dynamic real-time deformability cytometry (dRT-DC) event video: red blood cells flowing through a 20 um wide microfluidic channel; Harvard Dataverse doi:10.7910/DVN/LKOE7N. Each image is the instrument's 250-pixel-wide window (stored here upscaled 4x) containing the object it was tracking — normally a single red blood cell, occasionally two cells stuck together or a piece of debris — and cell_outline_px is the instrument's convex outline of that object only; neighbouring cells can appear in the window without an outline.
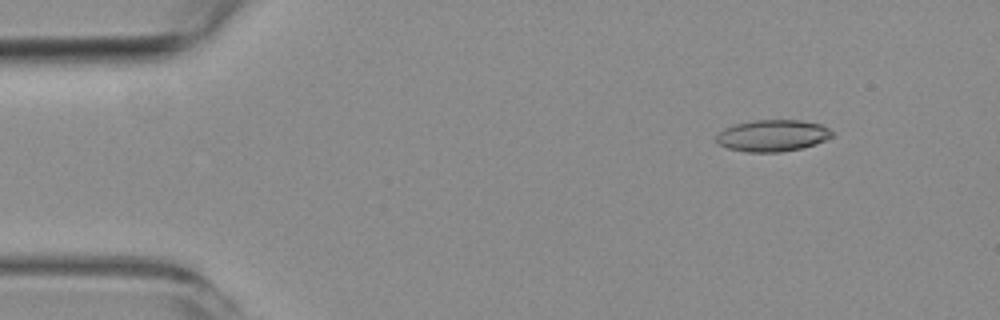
{"species": "common noctule bat (a hibernating species)", "species_latin": "Nyctalus noctula", "temperature_condition": "room temperature", "stored_images_in_passage": 8, "camera_frame_rate_fps": 3000, "um_per_image_px": 0.085, "animal": {"sex": "female", "body_mass_g": 19.3, "forearm_length_mm": 54.1}, "frame": {"image": 1, "passage_image": 1, "time_ms": 0.0, "image_size_px": [1000, 320], "cell_outline_px": [[832, 136], [816, 144], [804, 148], [780, 152], [748, 152], [728, 148], [720, 144], [716, 140], [716, 136], [724, 128], [736, 124], [756, 120], [800, 120], [820, 124], [828, 128], [832, 132]], "centroid_in_image_um": [65.68, 11.53], "position_along_channel_um": 19.3, "area_um2": 21.21}}
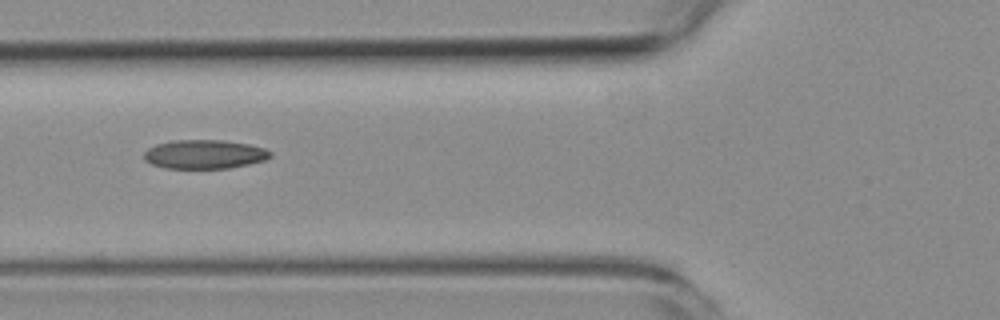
{"frame": {"image": 2, "passage_image": 5, "time_ms": 4.667, "image_size_px": [1000, 320], "cell_outline_px": [[272, 156], [264, 160], [248, 164], [228, 168], [164, 168], [152, 164], [144, 160], [144, 152], [148, 148], [156, 144], [176, 140], [224, 140], [248, 144], [264, 148], [272, 152]], "centroid_in_image_um": [17.37, 13.11], "position_along_channel_um": 108.4, "area_um2": 21.27}}
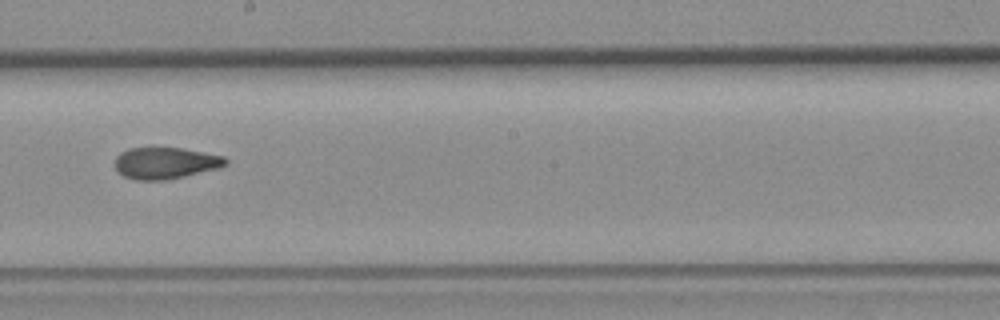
{"frame": {"image": 3, "passage_image": 8, "time_ms": 8.0, "image_size_px": [1000, 320], "cell_outline_px": [[228, 164], [220, 168], [168, 180], [136, 180], [124, 176], [116, 168], [116, 156], [120, 152], [128, 148], [180, 148], [224, 156], [228, 160]], "centroid_in_image_um": [14.09, 13.86], "position_along_channel_um": 234.1, "area_um2": 20.35}}